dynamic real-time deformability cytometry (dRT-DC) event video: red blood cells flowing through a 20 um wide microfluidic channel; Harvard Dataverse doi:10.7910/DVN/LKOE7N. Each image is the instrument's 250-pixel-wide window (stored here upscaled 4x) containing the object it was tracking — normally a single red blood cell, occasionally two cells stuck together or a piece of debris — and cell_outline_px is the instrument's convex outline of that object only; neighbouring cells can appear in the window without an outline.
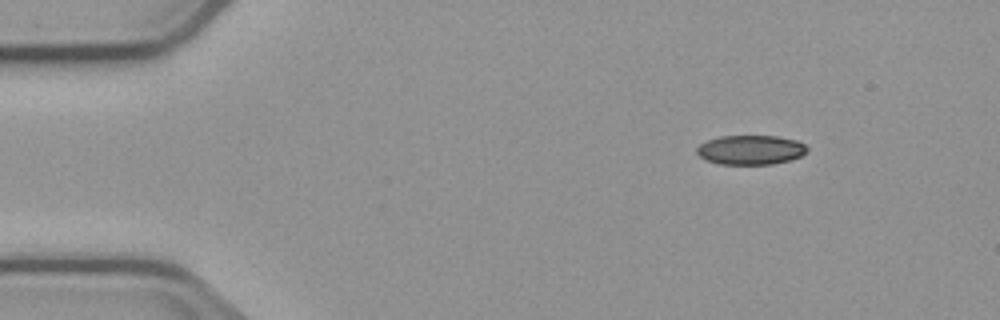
{"species": "common noctule bat (a hibernating species)", "species_latin": "Nyctalus noctula", "temperature_condition": "cold", "stored_images_in_passage": 4, "camera_frame_rate_fps": 3000, "um_per_image_px": 0.085, "animal": {"sex": "male", "body_mass_g": 23.1, "forearm_length_mm": 52.7}, "frame": {"image": 1, "passage_image": 1, "time_ms": 0.0, "image_size_px": [1000, 320], "cell_outline_px": [[808, 152], [800, 156], [788, 160], [772, 164], [720, 164], [708, 160], [700, 156], [696, 152], [696, 148], [700, 144], [708, 140], [720, 136], [776, 136], [796, 140], [804, 144], [808, 148]], "centroid_in_image_um": [63.81, 12.73], "position_along_channel_um": 21.2, "area_um2": 18.79}}
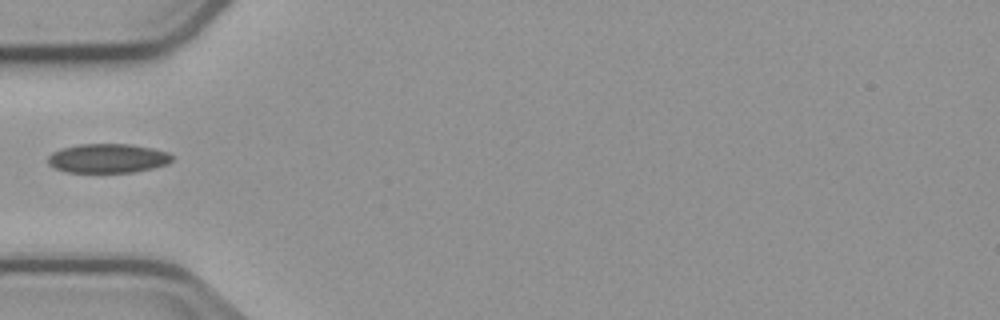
{"frame": {"image": 2, "passage_image": 4, "time_ms": 3.667, "image_size_px": [1000, 320], "cell_outline_px": [[172, 160], [168, 164], [152, 168], [132, 172], [64, 172], [48, 164], [48, 156], [52, 152], [60, 148], [80, 144], [128, 144], [152, 148], [168, 152], [172, 156]], "centroid_in_image_um": [9.14, 13.45], "position_along_channel_um": 75.9, "area_um2": 21.1}}